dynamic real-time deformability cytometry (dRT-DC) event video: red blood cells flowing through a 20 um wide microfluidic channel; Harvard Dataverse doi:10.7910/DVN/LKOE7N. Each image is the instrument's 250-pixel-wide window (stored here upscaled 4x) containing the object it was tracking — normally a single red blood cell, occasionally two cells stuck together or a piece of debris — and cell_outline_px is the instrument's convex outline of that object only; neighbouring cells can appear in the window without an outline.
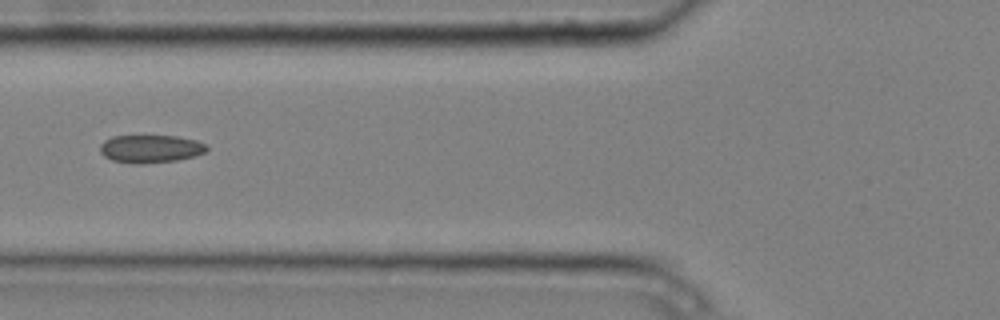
{"species": "common noctule bat (a hibernating species)", "species_latin": "Nyctalus noctula", "temperature_condition": "cold", "stored_images_in_passage": 8, "camera_frame_rate_fps": 3000, "um_per_image_px": 0.085, "animal": {"sex": "male", "body_mass_g": 20.4}, "frame": {"image": 1, "passage_image": 6, "time_ms": 1.667, "image_size_px": [1000, 320], "cell_outline_px": [[208, 148], [204, 152], [196, 156], [176, 160], [144, 164], [132, 164], [112, 160], [104, 156], [100, 152], [100, 144], [104, 140], [112, 136], [176, 136], [196, 140], [208, 144]], "centroid_in_image_um": [12.79, 12.65], "position_along_channel_um": 113.0, "area_um2": 17.51}}
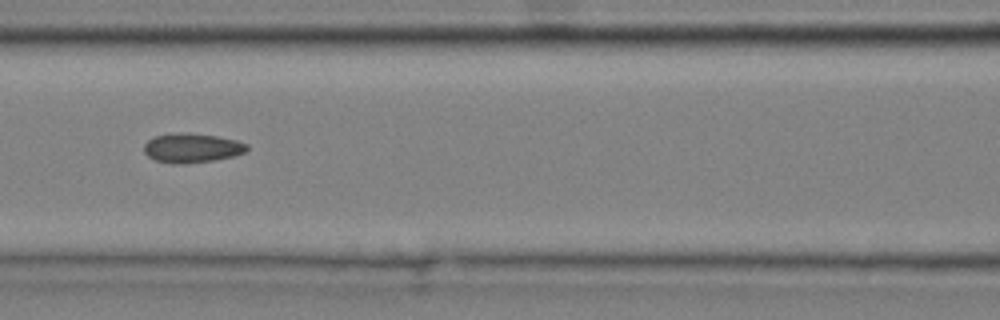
{"frame": {"image": 2, "passage_image": 7, "time_ms": 2.0, "image_size_px": [1000, 320], "cell_outline_px": [[248, 148], [244, 152], [232, 156], [212, 160], [184, 164], [172, 164], [156, 160], [148, 156], [144, 152], [144, 144], [148, 140], [156, 136], [188, 132], [216, 136], [236, 140], [248, 144]], "centroid_in_image_um": [16.3, 12.58], "position_along_channel_um": 150.3, "area_um2": 17.4}}
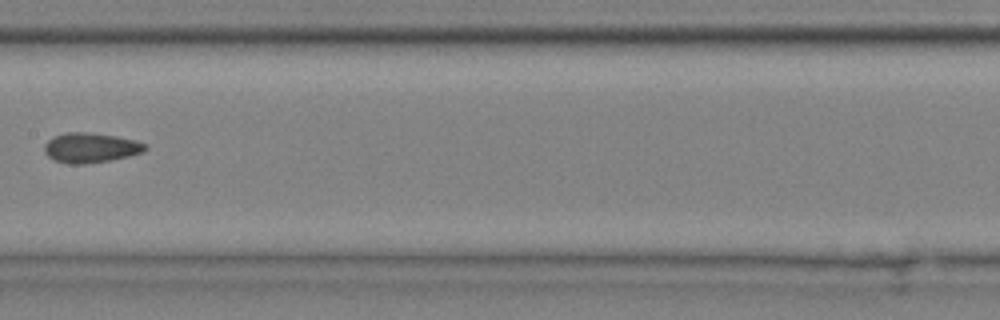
{"frame": {"image": 3, "passage_image": 8, "time_ms": 2.333, "image_size_px": [1000, 320], "cell_outline_px": [[148, 148], [144, 152], [128, 156], [108, 160], [84, 164], [68, 164], [56, 160], [48, 156], [44, 152], [44, 144], [48, 140], [64, 132], [84, 132], [116, 136], [136, 140], [148, 144]], "centroid_in_image_um": [7.72, 12.55], "position_along_channel_um": 199.7, "area_um2": 17.51}}